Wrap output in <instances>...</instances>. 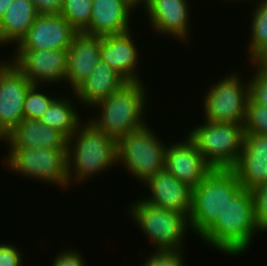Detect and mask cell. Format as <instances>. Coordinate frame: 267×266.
<instances>
[{
    "label": "cell",
    "mask_w": 267,
    "mask_h": 266,
    "mask_svg": "<svg viewBox=\"0 0 267 266\" xmlns=\"http://www.w3.org/2000/svg\"><path fill=\"white\" fill-rule=\"evenodd\" d=\"M156 250V251H155ZM142 266H184L182 250L155 249ZM181 251V252H180Z\"/></svg>",
    "instance_id": "f1b7e54d"
},
{
    "label": "cell",
    "mask_w": 267,
    "mask_h": 266,
    "mask_svg": "<svg viewBox=\"0 0 267 266\" xmlns=\"http://www.w3.org/2000/svg\"><path fill=\"white\" fill-rule=\"evenodd\" d=\"M32 85L10 59L0 63V141L24 118V100Z\"/></svg>",
    "instance_id": "30bf717a"
},
{
    "label": "cell",
    "mask_w": 267,
    "mask_h": 266,
    "mask_svg": "<svg viewBox=\"0 0 267 266\" xmlns=\"http://www.w3.org/2000/svg\"><path fill=\"white\" fill-rule=\"evenodd\" d=\"M78 32L60 14H39L16 50H68Z\"/></svg>",
    "instance_id": "8fae6325"
},
{
    "label": "cell",
    "mask_w": 267,
    "mask_h": 266,
    "mask_svg": "<svg viewBox=\"0 0 267 266\" xmlns=\"http://www.w3.org/2000/svg\"><path fill=\"white\" fill-rule=\"evenodd\" d=\"M38 15L32 0H14L0 18L1 44H18Z\"/></svg>",
    "instance_id": "7402d4cb"
},
{
    "label": "cell",
    "mask_w": 267,
    "mask_h": 266,
    "mask_svg": "<svg viewBox=\"0 0 267 266\" xmlns=\"http://www.w3.org/2000/svg\"><path fill=\"white\" fill-rule=\"evenodd\" d=\"M127 81L107 63L98 62L90 76L73 92L80 104L93 107L121 88Z\"/></svg>",
    "instance_id": "44dd1931"
},
{
    "label": "cell",
    "mask_w": 267,
    "mask_h": 266,
    "mask_svg": "<svg viewBox=\"0 0 267 266\" xmlns=\"http://www.w3.org/2000/svg\"><path fill=\"white\" fill-rule=\"evenodd\" d=\"M244 133L267 135V107L254 103L250 98L247 102Z\"/></svg>",
    "instance_id": "4316f807"
},
{
    "label": "cell",
    "mask_w": 267,
    "mask_h": 266,
    "mask_svg": "<svg viewBox=\"0 0 267 266\" xmlns=\"http://www.w3.org/2000/svg\"><path fill=\"white\" fill-rule=\"evenodd\" d=\"M151 195L143 201L169 210L179 212L189 218L192 207L193 188L176 179L165 169L151 176L145 184Z\"/></svg>",
    "instance_id": "5bb4252c"
},
{
    "label": "cell",
    "mask_w": 267,
    "mask_h": 266,
    "mask_svg": "<svg viewBox=\"0 0 267 266\" xmlns=\"http://www.w3.org/2000/svg\"><path fill=\"white\" fill-rule=\"evenodd\" d=\"M15 52L12 63L33 85L40 86L44 81L60 83V80H66L67 50H15Z\"/></svg>",
    "instance_id": "7c38bea8"
},
{
    "label": "cell",
    "mask_w": 267,
    "mask_h": 266,
    "mask_svg": "<svg viewBox=\"0 0 267 266\" xmlns=\"http://www.w3.org/2000/svg\"><path fill=\"white\" fill-rule=\"evenodd\" d=\"M39 14H59L64 0H32Z\"/></svg>",
    "instance_id": "d6a6232c"
},
{
    "label": "cell",
    "mask_w": 267,
    "mask_h": 266,
    "mask_svg": "<svg viewBox=\"0 0 267 266\" xmlns=\"http://www.w3.org/2000/svg\"><path fill=\"white\" fill-rule=\"evenodd\" d=\"M252 65L257 67L256 72L267 76V44L260 47L251 57ZM254 63V64H253Z\"/></svg>",
    "instance_id": "836d02e7"
},
{
    "label": "cell",
    "mask_w": 267,
    "mask_h": 266,
    "mask_svg": "<svg viewBox=\"0 0 267 266\" xmlns=\"http://www.w3.org/2000/svg\"><path fill=\"white\" fill-rule=\"evenodd\" d=\"M258 231L251 191L241 188L200 238L206 245L235 256L249 248Z\"/></svg>",
    "instance_id": "6da1fadb"
},
{
    "label": "cell",
    "mask_w": 267,
    "mask_h": 266,
    "mask_svg": "<svg viewBox=\"0 0 267 266\" xmlns=\"http://www.w3.org/2000/svg\"><path fill=\"white\" fill-rule=\"evenodd\" d=\"M38 87V85H32L26 93L23 107L24 118L40 120L55 99L45 93H40Z\"/></svg>",
    "instance_id": "484cf974"
},
{
    "label": "cell",
    "mask_w": 267,
    "mask_h": 266,
    "mask_svg": "<svg viewBox=\"0 0 267 266\" xmlns=\"http://www.w3.org/2000/svg\"><path fill=\"white\" fill-rule=\"evenodd\" d=\"M130 31L100 37V60L107 63L127 82H140L136 74L139 54Z\"/></svg>",
    "instance_id": "2e32d148"
},
{
    "label": "cell",
    "mask_w": 267,
    "mask_h": 266,
    "mask_svg": "<svg viewBox=\"0 0 267 266\" xmlns=\"http://www.w3.org/2000/svg\"><path fill=\"white\" fill-rule=\"evenodd\" d=\"M72 105V101L67 100L65 96L55 98L40 121L69 139L81 124L80 121H83Z\"/></svg>",
    "instance_id": "603a6c76"
},
{
    "label": "cell",
    "mask_w": 267,
    "mask_h": 266,
    "mask_svg": "<svg viewBox=\"0 0 267 266\" xmlns=\"http://www.w3.org/2000/svg\"><path fill=\"white\" fill-rule=\"evenodd\" d=\"M128 211H131L132 219L153 242L155 249H182L183 236L190 230L187 229L190 228L187 216L151 205L142 198L141 201L132 202Z\"/></svg>",
    "instance_id": "52a82bcc"
},
{
    "label": "cell",
    "mask_w": 267,
    "mask_h": 266,
    "mask_svg": "<svg viewBox=\"0 0 267 266\" xmlns=\"http://www.w3.org/2000/svg\"><path fill=\"white\" fill-rule=\"evenodd\" d=\"M9 148L67 149L68 139L40 120L23 118L3 139Z\"/></svg>",
    "instance_id": "ffe728a7"
},
{
    "label": "cell",
    "mask_w": 267,
    "mask_h": 266,
    "mask_svg": "<svg viewBox=\"0 0 267 266\" xmlns=\"http://www.w3.org/2000/svg\"><path fill=\"white\" fill-rule=\"evenodd\" d=\"M232 169H213L198 186L193 188L190 229L201 236L221 214L225 204L240 189Z\"/></svg>",
    "instance_id": "277c9868"
},
{
    "label": "cell",
    "mask_w": 267,
    "mask_h": 266,
    "mask_svg": "<svg viewBox=\"0 0 267 266\" xmlns=\"http://www.w3.org/2000/svg\"><path fill=\"white\" fill-rule=\"evenodd\" d=\"M142 82H127L109 97L96 103L94 106L102 112L98 119L95 117L90 122L116 141L148 125L143 118L148 93Z\"/></svg>",
    "instance_id": "3957f363"
},
{
    "label": "cell",
    "mask_w": 267,
    "mask_h": 266,
    "mask_svg": "<svg viewBox=\"0 0 267 266\" xmlns=\"http://www.w3.org/2000/svg\"><path fill=\"white\" fill-rule=\"evenodd\" d=\"M126 2L134 9L138 4L139 6L144 4V8H146L150 0H126Z\"/></svg>",
    "instance_id": "d590c367"
},
{
    "label": "cell",
    "mask_w": 267,
    "mask_h": 266,
    "mask_svg": "<svg viewBox=\"0 0 267 266\" xmlns=\"http://www.w3.org/2000/svg\"><path fill=\"white\" fill-rule=\"evenodd\" d=\"M150 128L145 125L116 141L117 163L121 162L143 184L165 167L167 146Z\"/></svg>",
    "instance_id": "8992f818"
},
{
    "label": "cell",
    "mask_w": 267,
    "mask_h": 266,
    "mask_svg": "<svg viewBox=\"0 0 267 266\" xmlns=\"http://www.w3.org/2000/svg\"><path fill=\"white\" fill-rule=\"evenodd\" d=\"M255 221L259 231H267V183L251 190Z\"/></svg>",
    "instance_id": "83f0119b"
},
{
    "label": "cell",
    "mask_w": 267,
    "mask_h": 266,
    "mask_svg": "<svg viewBox=\"0 0 267 266\" xmlns=\"http://www.w3.org/2000/svg\"><path fill=\"white\" fill-rule=\"evenodd\" d=\"M100 61V36L77 33L67 50V74L73 91L85 81Z\"/></svg>",
    "instance_id": "e0dca14e"
},
{
    "label": "cell",
    "mask_w": 267,
    "mask_h": 266,
    "mask_svg": "<svg viewBox=\"0 0 267 266\" xmlns=\"http://www.w3.org/2000/svg\"><path fill=\"white\" fill-rule=\"evenodd\" d=\"M8 167L23 176L66 187L68 181L67 149L9 148Z\"/></svg>",
    "instance_id": "ba28073f"
},
{
    "label": "cell",
    "mask_w": 267,
    "mask_h": 266,
    "mask_svg": "<svg viewBox=\"0 0 267 266\" xmlns=\"http://www.w3.org/2000/svg\"><path fill=\"white\" fill-rule=\"evenodd\" d=\"M187 2L188 0H150L145 10L152 29L185 41L189 36L190 22Z\"/></svg>",
    "instance_id": "d6986e66"
},
{
    "label": "cell",
    "mask_w": 267,
    "mask_h": 266,
    "mask_svg": "<svg viewBox=\"0 0 267 266\" xmlns=\"http://www.w3.org/2000/svg\"><path fill=\"white\" fill-rule=\"evenodd\" d=\"M244 136V125L211 121H205L188 133L197 150L213 169H232L237 164Z\"/></svg>",
    "instance_id": "5b68a950"
},
{
    "label": "cell",
    "mask_w": 267,
    "mask_h": 266,
    "mask_svg": "<svg viewBox=\"0 0 267 266\" xmlns=\"http://www.w3.org/2000/svg\"><path fill=\"white\" fill-rule=\"evenodd\" d=\"M261 2V3H260ZM258 1L252 14L250 57L263 45L267 44V0Z\"/></svg>",
    "instance_id": "d4e9b609"
},
{
    "label": "cell",
    "mask_w": 267,
    "mask_h": 266,
    "mask_svg": "<svg viewBox=\"0 0 267 266\" xmlns=\"http://www.w3.org/2000/svg\"><path fill=\"white\" fill-rule=\"evenodd\" d=\"M248 84L249 98L254 103L267 107V76L256 72Z\"/></svg>",
    "instance_id": "f546056e"
},
{
    "label": "cell",
    "mask_w": 267,
    "mask_h": 266,
    "mask_svg": "<svg viewBox=\"0 0 267 266\" xmlns=\"http://www.w3.org/2000/svg\"><path fill=\"white\" fill-rule=\"evenodd\" d=\"M92 0H64L60 11L71 26L78 32L84 33L89 28Z\"/></svg>",
    "instance_id": "cb8c5ba5"
},
{
    "label": "cell",
    "mask_w": 267,
    "mask_h": 266,
    "mask_svg": "<svg viewBox=\"0 0 267 266\" xmlns=\"http://www.w3.org/2000/svg\"><path fill=\"white\" fill-rule=\"evenodd\" d=\"M56 256L51 266H85L83 257L76 250L63 251Z\"/></svg>",
    "instance_id": "1f68e13d"
},
{
    "label": "cell",
    "mask_w": 267,
    "mask_h": 266,
    "mask_svg": "<svg viewBox=\"0 0 267 266\" xmlns=\"http://www.w3.org/2000/svg\"><path fill=\"white\" fill-rule=\"evenodd\" d=\"M21 252L12 244H0V266H22Z\"/></svg>",
    "instance_id": "4dcf8cb0"
},
{
    "label": "cell",
    "mask_w": 267,
    "mask_h": 266,
    "mask_svg": "<svg viewBox=\"0 0 267 266\" xmlns=\"http://www.w3.org/2000/svg\"><path fill=\"white\" fill-rule=\"evenodd\" d=\"M240 79L232 73L209 88L203 102L206 121L244 125L249 84L242 83L243 79Z\"/></svg>",
    "instance_id": "9c48e42d"
},
{
    "label": "cell",
    "mask_w": 267,
    "mask_h": 266,
    "mask_svg": "<svg viewBox=\"0 0 267 266\" xmlns=\"http://www.w3.org/2000/svg\"><path fill=\"white\" fill-rule=\"evenodd\" d=\"M116 152V140L114 138L97 129L90 121L82 126L80 124L76 132L68 139L69 183H71V179L79 183L86 181L93 174L96 175L102 170H108L112 165L116 166Z\"/></svg>",
    "instance_id": "7a4b0ae2"
},
{
    "label": "cell",
    "mask_w": 267,
    "mask_h": 266,
    "mask_svg": "<svg viewBox=\"0 0 267 266\" xmlns=\"http://www.w3.org/2000/svg\"><path fill=\"white\" fill-rule=\"evenodd\" d=\"M132 9L126 0H92L89 28L84 33L100 37L126 33Z\"/></svg>",
    "instance_id": "ac0fdd59"
},
{
    "label": "cell",
    "mask_w": 267,
    "mask_h": 266,
    "mask_svg": "<svg viewBox=\"0 0 267 266\" xmlns=\"http://www.w3.org/2000/svg\"><path fill=\"white\" fill-rule=\"evenodd\" d=\"M232 170L246 190L267 183V135L245 134L240 158Z\"/></svg>",
    "instance_id": "9a60e30c"
},
{
    "label": "cell",
    "mask_w": 267,
    "mask_h": 266,
    "mask_svg": "<svg viewBox=\"0 0 267 266\" xmlns=\"http://www.w3.org/2000/svg\"><path fill=\"white\" fill-rule=\"evenodd\" d=\"M14 0H0V18L7 12Z\"/></svg>",
    "instance_id": "e575fe53"
},
{
    "label": "cell",
    "mask_w": 267,
    "mask_h": 266,
    "mask_svg": "<svg viewBox=\"0 0 267 266\" xmlns=\"http://www.w3.org/2000/svg\"><path fill=\"white\" fill-rule=\"evenodd\" d=\"M183 142L179 141L168 145L164 169L179 181L194 188L205 179L213 168L205 161L188 136Z\"/></svg>",
    "instance_id": "4fadbf2b"
}]
</instances>
